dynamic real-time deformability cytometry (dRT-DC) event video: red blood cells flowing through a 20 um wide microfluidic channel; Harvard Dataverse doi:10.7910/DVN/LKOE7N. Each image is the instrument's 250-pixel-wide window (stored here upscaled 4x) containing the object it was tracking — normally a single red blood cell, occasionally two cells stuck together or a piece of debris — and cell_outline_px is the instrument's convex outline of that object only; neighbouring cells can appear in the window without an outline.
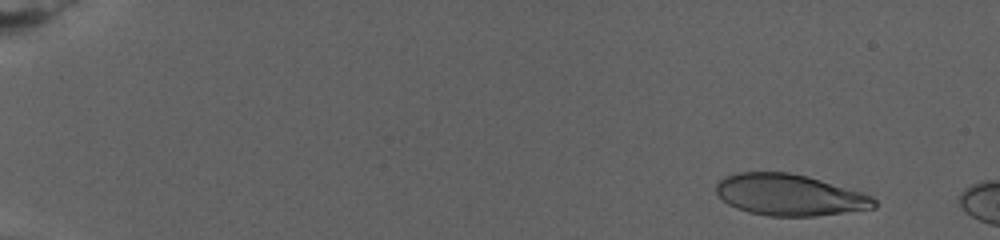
{"species": "human", "species_latin": "Homo sapiens", "temperature_condition": "warm", "stored_images_in_passage": 6, "camera_frame_rate_fps": 3000, "um_per_image_px": 0.085, "donor": {"sex": "female"}, "frame": {"image": 1, "passage_image": 2, "time_ms": 1.333, "image_size_px": [1000, 240], "cell_outline_px": [[876, 208], [816, 216], [768, 216], [748, 212], [736, 208], [728, 204], [716, 192], [716, 184], [724, 176], [740, 172], [788, 172], [808, 176], [864, 192], [872, 196], [876, 200]], "centroid_in_image_um": [67.14, 16.57], "position_along_channel_um": 17.9, "area_um2": 38.32}}